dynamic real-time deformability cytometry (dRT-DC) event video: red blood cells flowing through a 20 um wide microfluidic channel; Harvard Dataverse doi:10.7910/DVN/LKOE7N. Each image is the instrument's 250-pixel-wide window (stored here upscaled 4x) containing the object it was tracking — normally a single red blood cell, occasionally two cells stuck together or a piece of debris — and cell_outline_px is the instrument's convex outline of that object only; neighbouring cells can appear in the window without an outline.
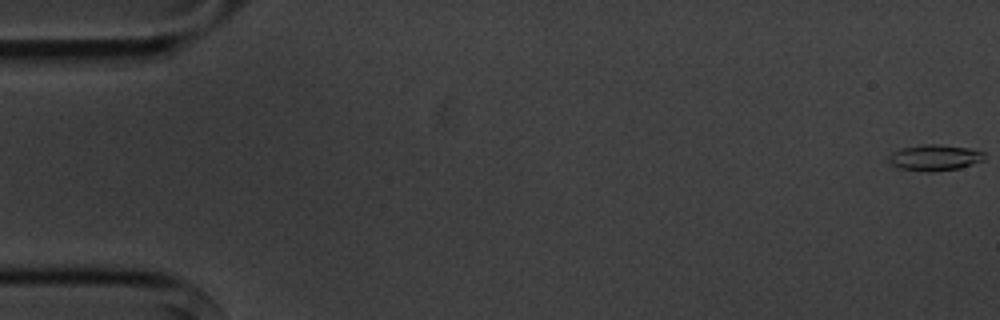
{"species": "common noctule bat (a hibernating species)", "species_latin": "Nyctalus noctula", "temperature_condition": "cold", "stored_images_in_passage": 9, "camera_frame_rate_fps": 3000, "um_per_image_px": 0.085, "animal": {"sex": "male", "body_mass_g": 20.1, "forearm_length_mm": 53.5}, "frame": {"image": 1, "passage_image": 1, "time_ms": 0.0, "image_size_px": [1000, 320], "cell_outline_px": [[984, 160], [960, 168], [932, 172], [920, 172], [900, 168], [892, 164], [888, 160], [888, 156], [892, 152], [900, 148], [924, 144], [936, 144], [968, 148], [984, 152]], "centroid_in_image_um": [79.42, 13.4], "position_along_channel_um": 5.6, "area_um2": 14.57}}
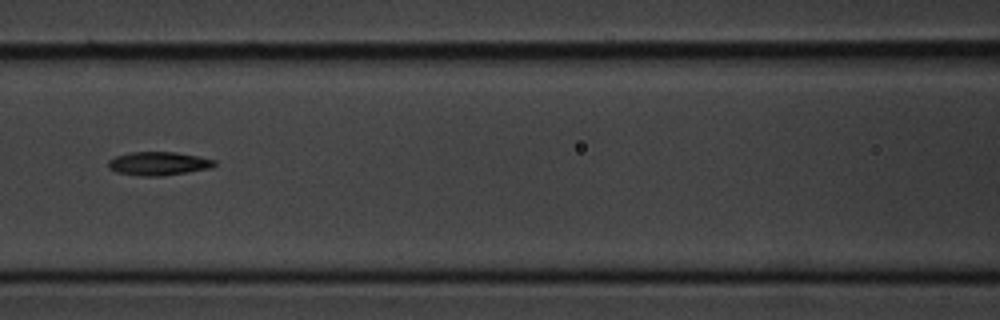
{"frame": {"image": 2, "passage_image": 7, "time_ms": 8.0, "image_size_px": [1000, 320], "cell_outline_px": [[216, 164], [212, 168], [164, 176], [140, 176], [116, 172], [108, 168], [108, 160], [116, 156], [132, 152], [176, 152], [200, 156], [216, 160]], "centroid_in_image_um": [13.5, 13.9], "position_along_channel_um": 153.1, "area_um2": 14.74}}
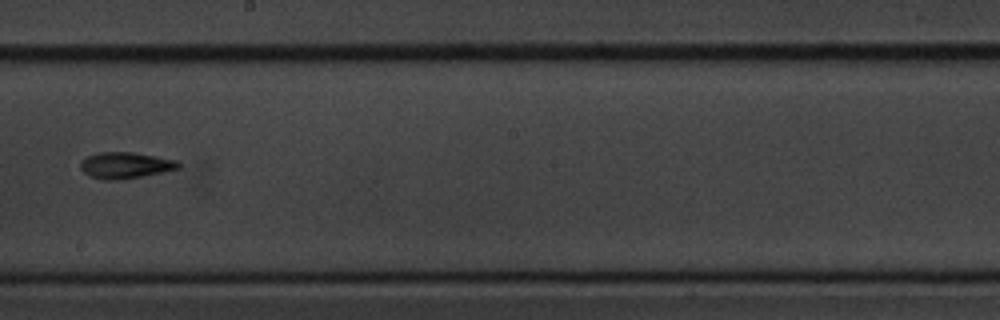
{"frame": {"image": 3, "passage_image": 9, "time_ms": 10.333, "image_size_px": [1000, 320], "cell_outline_px": [[180, 168], [164, 172], [140, 176], [112, 180], [104, 180], [88, 176], [80, 168], [80, 160], [96, 152], [132, 152], [156, 156], [176, 160], [180, 164]], "centroid_in_image_um": [10.62, 14.04], "position_along_channel_um": 237.6, "area_um2": 14.97}}